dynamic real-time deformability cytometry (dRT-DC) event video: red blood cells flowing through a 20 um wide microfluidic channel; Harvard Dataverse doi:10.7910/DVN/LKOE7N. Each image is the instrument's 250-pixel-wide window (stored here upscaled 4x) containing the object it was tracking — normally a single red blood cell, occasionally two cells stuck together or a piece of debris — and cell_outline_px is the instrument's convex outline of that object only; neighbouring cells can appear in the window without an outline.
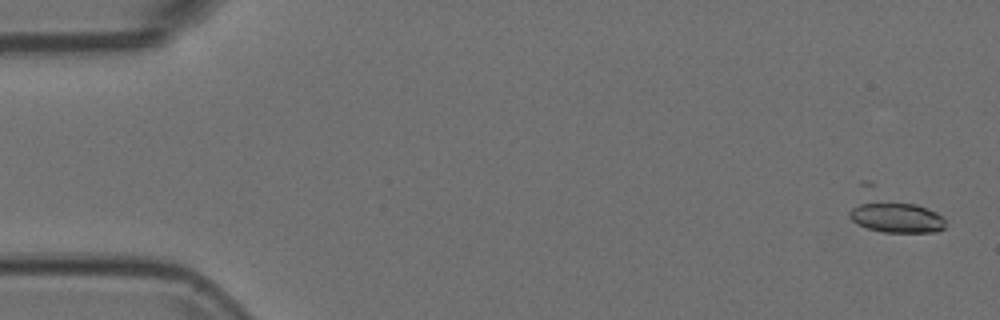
{"species": "Egyptian fruit bat (a non-hibernating species)", "species_latin": "Rousettus aegyptiacus", "temperature_condition": "room temperature", "stored_images_in_passage": 54, "camera_frame_rate_fps": 3000, "um_per_image_px": 0.085, "animal": {"sex": "female"}, "frame": {"image": 1, "passage_image": 1, "time_ms": 0.0, "image_size_px": [1000, 320], "cell_outline_px": [[948, 224], [944, 228], [936, 232], [884, 232], [868, 228], [852, 220], [848, 216], [848, 212], [860, 180], [872, 180], [936, 212]], "centroid_in_image_um": [75.76, 17.93], "position_along_channel_um": 9.2, "area_um2": 23.64}}
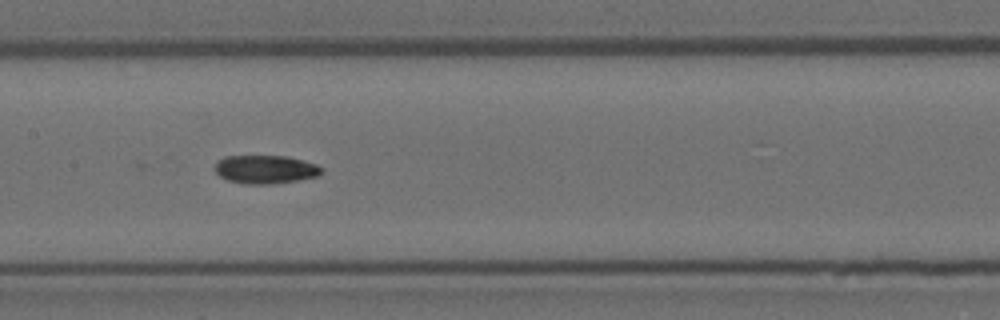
{"frame": {"image": 2, "passage_image": 26, "time_ms": 8.333, "image_size_px": [1000, 320], "cell_outline_px": [[324, 172], [320, 176], [296, 180], [268, 184], [244, 184], [228, 180], [220, 176], [216, 172], [216, 164], [224, 156], [284, 156], [316, 164], [324, 168]], "centroid_in_image_um": [22.6, 14.4], "position_along_channel_um": 184.8, "area_um2": 17.51}}
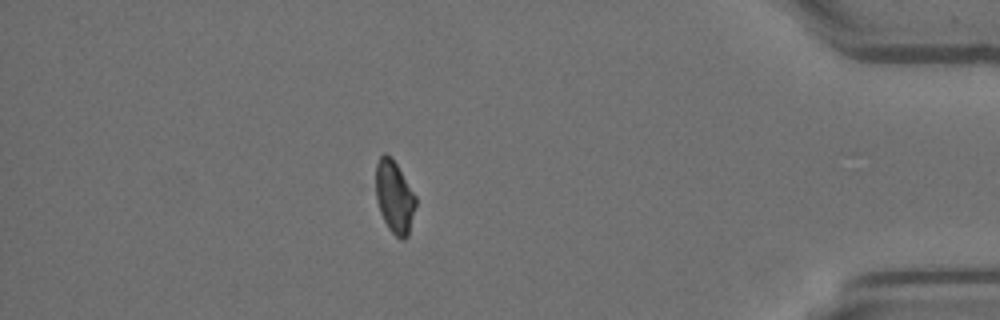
{"frame": {"image": 3, "passage_image": 47, "time_ms": 15.333, "image_size_px": [1000, 320], "cell_outline_px": [[416, 204], [408, 236], [404, 240], [400, 240], [388, 228], [380, 212], [376, 200], [376, 164], [380, 156], [384, 152], [392, 156], [416, 196]], "centroid_in_image_um": [33.52, 16.73], "position_along_channel_um": 401.7, "area_um2": 16.99}}